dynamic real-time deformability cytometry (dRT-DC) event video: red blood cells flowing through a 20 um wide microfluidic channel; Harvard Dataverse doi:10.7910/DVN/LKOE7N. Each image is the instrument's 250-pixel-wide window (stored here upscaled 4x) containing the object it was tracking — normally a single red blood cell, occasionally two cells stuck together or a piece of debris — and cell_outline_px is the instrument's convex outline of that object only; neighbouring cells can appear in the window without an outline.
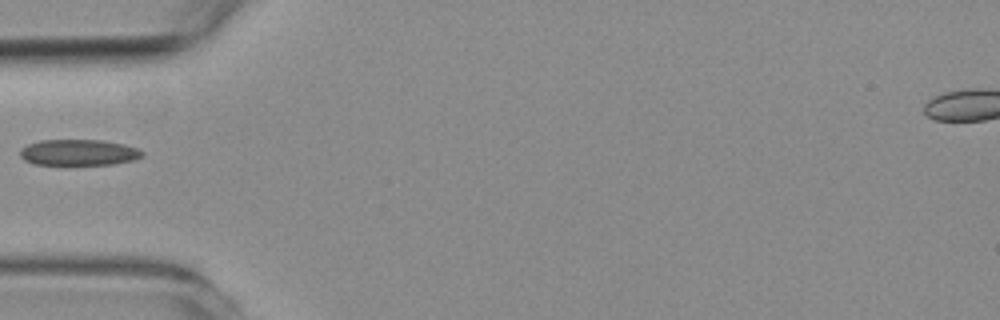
{"species": "common noctule bat (a hibernating species)", "species_latin": "Nyctalus noctula", "temperature_condition": "room temperature", "stored_images_in_passage": 40, "camera_frame_rate_fps": 3000, "um_per_image_px": 0.085, "animal": {"sex": "female", "body_mass_g": 19.3, "forearm_length_mm": 54.1}, "frame": {"image": 1, "passage_image": 1, "time_ms": 0.0, "image_size_px": [1000, 320], "cell_outline_px": [[144, 156], [132, 160], [112, 164], [32, 164], [24, 160], [20, 156], [20, 148], [28, 144], [40, 140], [100, 140], [124, 144], [136, 148], [144, 152]], "centroid_in_image_um": [6.66, 12.95], "position_along_channel_um": 78.3, "area_um2": 18.44}}
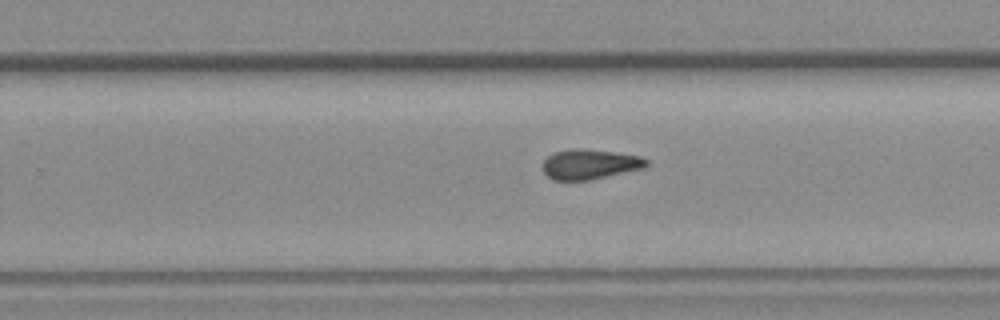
{"frame": {"image": 2, "passage_image": 18, "time_ms": 5.667, "image_size_px": [1000, 320], "cell_outline_px": [[648, 164], [644, 168], [592, 180], [552, 180], [544, 172], [544, 160], [552, 152], [576, 148], [584, 148], [640, 156], [648, 160]], "centroid_in_image_um": [50.14, 13.96], "position_along_channel_um": 279.7, "area_um2": 18.15}}
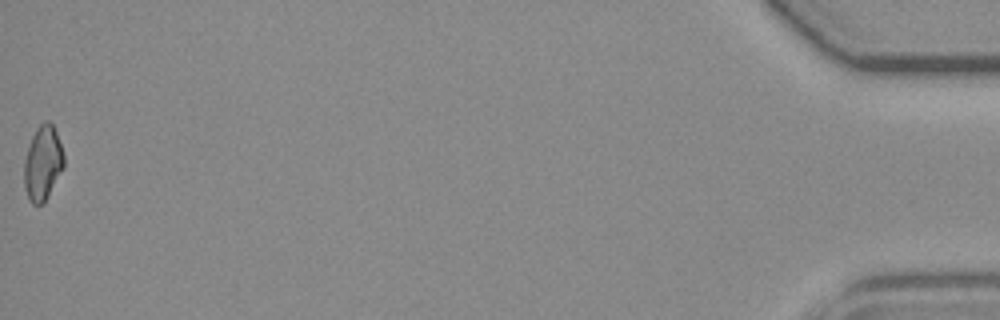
{"frame": {"image": 3, "passage_image": 40, "time_ms": 13.0, "image_size_px": [1000, 320], "cell_outline_px": [[64, 168], [44, 200], [40, 204], [32, 204], [28, 200], [24, 188], [24, 160], [32, 136], [36, 128], [44, 120], [48, 120], [52, 124], [56, 132], [64, 156]], "centroid_in_image_um": [3.62, 13.85], "position_along_channel_um": 431.6, "area_um2": 17.11}}